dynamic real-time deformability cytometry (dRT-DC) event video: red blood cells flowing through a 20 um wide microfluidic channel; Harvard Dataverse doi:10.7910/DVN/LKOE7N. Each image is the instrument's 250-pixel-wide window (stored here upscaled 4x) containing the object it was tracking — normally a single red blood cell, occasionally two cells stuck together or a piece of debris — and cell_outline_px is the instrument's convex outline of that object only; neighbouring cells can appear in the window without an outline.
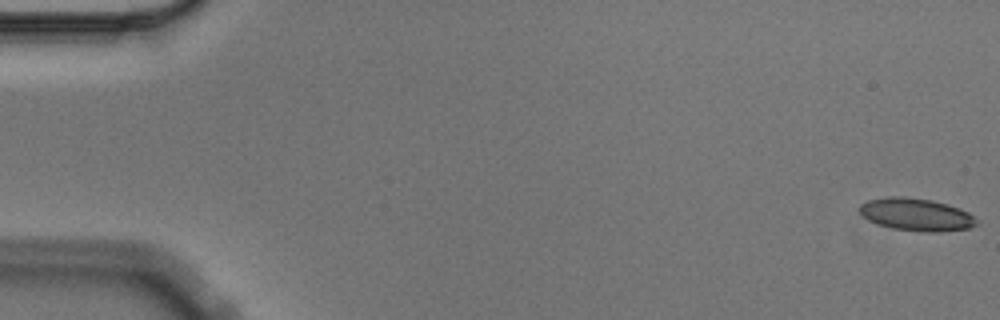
{"species": "Egyptian fruit bat (a non-hibernating species)", "species_latin": "Rousettus aegyptiacus", "temperature_condition": "cold", "stored_images_in_passage": 6, "camera_frame_rate_fps": 3000, "um_per_image_px": 0.085, "animal": {"sex": "male"}, "frame": {"image": 1, "passage_image": 1, "time_ms": 0.0, "image_size_px": [1000, 320], "cell_outline_px": [[980, 224], [968, 228], [936, 232], [924, 232], [892, 228], [876, 224], [868, 220], [860, 212], [860, 204], [868, 200], [888, 196], [904, 196], [932, 200], [948, 204], [960, 208], [968, 212], [980, 220]], "centroid_in_image_um": [77.92, 18.23], "position_along_channel_um": 7.1, "area_um2": 22.43}}
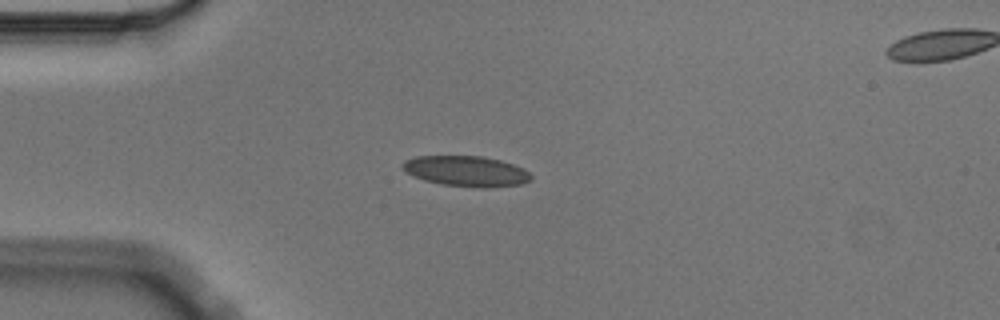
{"frame": {"image": 2, "passage_image": 5, "time_ms": 1.333, "image_size_px": [1000, 320], "cell_outline_px": [[532, 180], [520, 184], [484, 188], [480, 188], [440, 184], [424, 180], [412, 176], [400, 164], [404, 160], [416, 156], [484, 156], [500, 160], [524, 168], [532, 176]], "centroid_in_image_um": [39.63, 14.55], "position_along_channel_um": 45.4, "area_um2": 22.89}}